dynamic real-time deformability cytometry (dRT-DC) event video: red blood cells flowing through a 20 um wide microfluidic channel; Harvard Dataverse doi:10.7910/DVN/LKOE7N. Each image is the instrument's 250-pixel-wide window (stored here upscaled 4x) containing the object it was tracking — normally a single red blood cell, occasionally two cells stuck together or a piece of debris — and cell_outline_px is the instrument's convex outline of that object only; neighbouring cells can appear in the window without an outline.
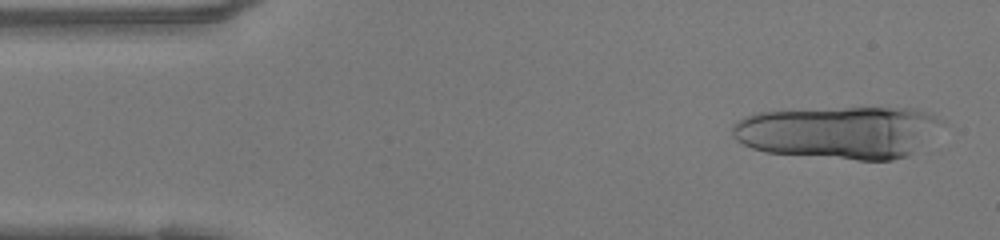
{"species": "human", "species_latin": "Homo sapiens", "temperature_condition": "warm", "stored_images_in_passage": 17, "camera_frame_rate_fps": 3000, "um_per_image_px": 0.085, "donor": {"sex": "female"}, "frame": {"image": 1, "passage_image": 2, "time_ms": 0.333, "image_size_px": [1000, 240], "cell_outline_px": [[940, 120], [908, 156], [892, 160], [856, 160], [764, 152], [752, 148], [736, 140], [732, 136], [732, 124], [736, 120], [744, 116], [756, 112], [844, 108], [916, 108], [936, 116]], "centroid_in_image_um": [71.13, 11.24], "position_along_channel_um": 13.9, "area_um2": 63.18}}